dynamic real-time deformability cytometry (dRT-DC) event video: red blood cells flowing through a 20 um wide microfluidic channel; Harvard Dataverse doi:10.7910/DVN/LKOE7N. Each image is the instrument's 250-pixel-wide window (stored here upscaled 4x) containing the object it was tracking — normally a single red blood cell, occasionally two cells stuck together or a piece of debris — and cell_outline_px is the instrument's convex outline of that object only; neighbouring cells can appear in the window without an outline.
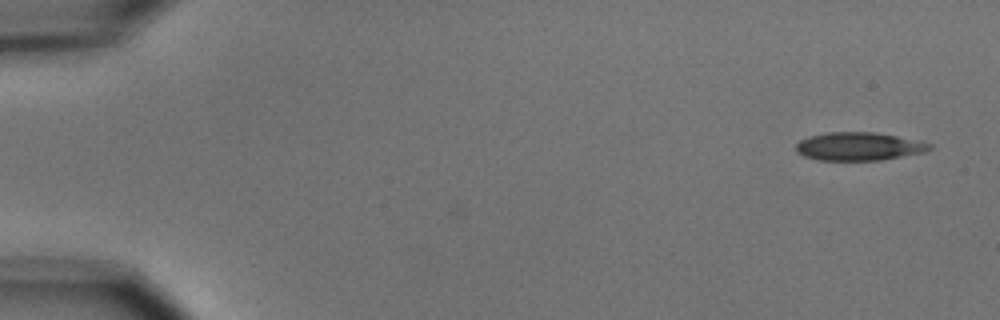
{"species": "common noctule bat (a hibernating species)", "species_latin": "Nyctalus noctula", "temperature_condition": "cold", "stored_images_in_passage": 3, "camera_frame_rate_fps": 3000, "um_per_image_px": 0.085, "animal": {"sex": "male", "body_mass_g": 15.6}, "frame": {"image": 1, "passage_image": 3, "time_ms": 2.333, "image_size_px": [1000, 320], "cell_outline_px": [[932, 148], [928, 152], [880, 160], [816, 160], [804, 156], [796, 152], [796, 144], [800, 140], [808, 136], [828, 132], [876, 132], [920, 140], [932, 144]], "centroid_in_image_um": [73.04, 12.44], "position_along_channel_um": 12.0, "area_um2": 22.25}}